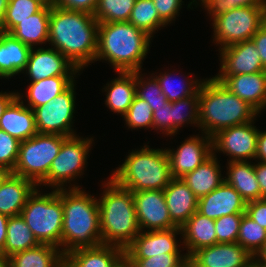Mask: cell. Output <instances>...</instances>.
Wrapping results in <instances>:
<instances>
[{
  "label": "cell",
  "mask_w": 266,
  "mask_h": 267,
  "mask_svg": "<svg viewBox=\"0 0 266 267\" xmlns=\"http://www.w3.org/2000/svg\"><path fill=\"white\" fill-rule=\"evenodd\" d=\"M98 25L91 14L54 6L50 11L48 44L80 71L95 61Z\"/></svg>",
  "instance_id": "1"
},
{
  "label": "cell",
  "mask_w": 266,
  "mask_h": 267,
  "mask_svg": "<svg viewBox=\"0 0 266 267\" xmlns=\"http://www.w3.org/2000/svg\"><path fill=\"white\" fill-rule=\"evenodd\" d=\"M59 198L63 206L62 253L102 244L97 198L72 184L59 189Z\"/></svg>",
  "instance_id": "2"
},
{
  "label": "cell",
  "mask_w": 266,
  "mask_h": 267,
  "mask_svg": "<svg viewBox=\"0 0 266 267\" xmlns=\"http://www.w3.org/2000/svg\"><path fill=\"white\" fill-rule=\"evenodd\" d=\"M152 38L128 22L99 23L95 61H108L115 72H138Z\"/></svg>",
  "instance_id": "3"
},
{
  "label": "cell",
  "mask_w": 266,
  "mask_h": 267,
  "mask_svg": "<svg viewBox=\"0 0 266 267\" xmlns=\"http://www.w3.org/2000/svg\"><path fill=\"white\" fill-rule=\"evenodd\" d=\"M258 114L215 77L203 79L199 89V128L203 134L212 138L220 130L254 121Z\"/></svg>",
  "instance_id": "4"
},
{
  "label": "cell",
  "mask_w": 266,
  "mask_h": 267,
  "mask_svg": "<svg viewBox=\"0 0 266 267\" xmlns=\"http://www.w3.org/2000/svg\"><path fill=\"white\" fill-rule=\"evenodd\" d=\"M106 182L101 198L97 199L102 244L125 250L140 233L133 192L118 186L111 178Z\"/></svg>",
  "instance_id": "5"
},
{
  "label": "cell",
  "mask_w": 266,
  "mask_h": 267,
  "mask_svg": "<svg viewBox=\"0 0 266 267\" xmlns=\"http://www.w3.org/2000/svg\"><path fill=\"white\" fill-rule=\"evenodd\" d=\"M110 178L118 186L132 192L164 190L173 179L166 150L147 145L129 153Z\"/></svg>",
  "instance_id": "6"
},
{
  "label": "cell",
  "mask_w": 266,
  "mask_h": 267,
  "mask_svg": "<svg viewBox=\"0 0 266 267\" xmlns=\"http://www.w3.org/2000/svg\"><path fill=\"white\" fill-rule=\"evenodd\" d=\"M36 188L28 197L20 215L40 244L61 248L63 206L59 189L42 194Z\"/></svg>",
  "instance_id": "7"
},
{
  "label": "cell",
  "mask_w": 266,
  "mask_h": 267,
  "mask_svg": "<svg viewBox=\"0 0 266 267\" xmlns=\"http://www.w3.org/2000/svg\"><path fill=\"white\" fill-rule=\"evenodd\" d=\"M66 136L37 133L22 141L16 165L11 173L32 180L38 185L50 170L52 161L58 156Z\"/></svg>",
  "instance_id": "8"
},
{
  "label": "cell",
  "mask_w": 266,
  "mask_h": 267,
  "mask_svg": "<svg viewBox=\"0 0 266 267\" xmlns=\"http://www.w3.org/2000/svg\"><path fill=\"white\" fill-rule=\"evenodd\" d=\"M266 4L237 7L220 14L212 21L214 43L219 50L242 41L251 40L263 25V11Z\"/></svg>",
  "instance_id": "9"
},
{
  "label": "cell",
  "mask_w": 266,
  "mask_h": 267,
  "mask_svg": "<svg viewBox=\"0 0 266 267\" xmlns=\"http://www.w3.org/2000/svg\"><path fill=\"white\" fill-rule=\"evenodd\" d=\"M93 141L92 137L86 139L77 135L67 137L61 145L58 156L52 161L48 175L37 186L47 185L55 190L64 189L67 182L83 175L82 171L87 165V155Z\"/></svg>",
  "instance_id": "10"
},
{
  "label": "cell",
  "mask_w": 266,
  "mask_h": 267,
  "mask_svg": "<svg viewBox=\"0 0 266 267\" xmlns=\"http://www.w3.org/2000/svg\"><path fill=\"white\" fill-rule=\"evenodd\" d=\"M74 83L75 81L47 104L33 109L38 133L66 137L76 135L74 129L71 128L76 104Z\"/></svg>",
  "instance_id": "11"
},
{
  "label": "cell",
  "mask_w": 266,
  "mask_h": 267,
  "mask_svg": "<svg viewBox=\"0 0 266 267\" xmlns=\"http://www.w3.org/2000/svg\"><path fill=\"white\" fill-rule=\"evenodd\" d=\"M253 122L220 130L212 137L213 154L222 151L223 154L229 155L228 162L254 160L259 129Z\"/></svg>",
  "instance_id": "12"
},
{
  "label": "cell",
  "mask_w": 266,
  "mask_h": 267,
  "mask_svg": "<svg viewBox=\"0 0 266 267\" xmlns=\"http://www.w3.org/2000/svg\"><path fill=\"white\" fill-rule=\"evenodd\" d=\"M133 199L140 231L180 228L171 220L163 190L136 191Z\"/></svg>",
  "instance_id": "13"
},
{
  "label": "cell",
  "mask_w": 266,
  "mask_h": 267,
  "mask_svg": "<svg viewBox=\"0 0 266 267\" xmlns=\"http://www.w3.org/2000/svg\"><path fill=\"white\" fill-rule=\"evenodd\" d=\"M204 136V137H202ZM172 178H181L205 162L212 154V138L202 133L185 139L177 150L166 149Z\"/></svg>",
  "instance_id": "14"
},
{
  "label": "cell",
  "mask_w": 266,
  "mask_h": 267,
  "mask_svg": "<svg viewBox=\"0 0 266 267\" xmlns=\"http://www.w3.org/2000/svg\"><path fill=\"white\" fill-rule=\"evenodd\" d=\"M24 71L29 76V80L31 78L30 81L54 76H75L80 72L67 57L52 47L32 48Z\"/></svg>",
  "instance_id": "15"
},
{
  "label": "cell",
  "mask_w": 266,
  "mask_h": 267,
  "mask_svg": "<svg viewBox=\"0 0 266 267\" xmlns=\"http://www.w3.org/2000/svg\"><path fill=\"white\" fill-rule=\"evenodd\" d=\"M181 228L167 230L140 231L125 249V258H149L162 253H180L176 236ZM177 240V241H176Z\"/></svg>",
  "instance_id": "16"
},
{
  "label": "cell",
  "mask_w": 266,
  "mask_h": 267,
  "mask_svg": "<svg viewBox=\"0 0 266 267\" xmlns=\"http://www.w3.org/2000/svg\"><path fill=\"white\" fill-rule=\"evenodd\" d=\"M253 258L239 243H216L189 257L192 267H245Z\"/></svg>",
  "instance_id": "17"
},
{
  "label": "cell",
  "mask_w": 266,
  "mask_h": 267,
  "mask_svg": "<svg viewBox=\"0 0 266 267\" xmlns=\"http://www.w3.org/2000/svg\"><path fill=\"white\" fill-rule=\"evenodd\" d=\"M218 75L253 74L266 71L252 40L242 41L220 50Z\"/></svg>",
  "instance_id": "18"
},
{
  "label": "cell",
  "mask_w": 266,
  "mask_h": 267,
  "mask_svg": "<svg viewBox=\"0 0 266 267\" xmlns=\"http://www.w3.org/2000/svg\"><path fill=\"white\" fill-rule=\"evenodd\" d=\"M215 78L259 114L266 108V71L253 74L216 75Z\"/></svg>",
  "instance_id": "19"
},
{
  "label": "cell",
  "mask_w": 266,
  "mask_h": 267,
  "mask_svg": "<svg viewBox=\"0 0 266 267\" xmlns=\"http://www.w3.org/2000/svg\"><path fill=\"white\" fill-rule=\"evenodd\" d=\"M64 267H125V250L107 244L74 249L64 255Z\"/></svg>",
  "instance_id": "20"
},
{
  "label": "cell",
  "mask_w": 266,
  "mask_h": 267,
  "mask_svg": "<svg viewBox=\"0 0 266 267\" xmlns=\"http://www.w3.org/2000/svg\"><path fill=\"white\" fill-rule=\"evenodd\" d=\"M246 202L240 193L225 181L209 194L198 199L197 212L210 219L234 213H245Z\"/></svg>",
  "instance_id": "21"
},
{
  "label": "cell",
  "mask_w": 266,
  "mask_h": 267,
  "mask_svg": "<svg viewBox=\"0 0 266 267\" xmlns=\"http://www.w3.org/2000/svg\"><path fill=\"white\" fill-rule=\"evenodd\" d=\"M36 188L32 180L8 172L0 181V213L8 217L20 215Z\"/></svg>",
  "instance_id": "22"
},
{
  "label": "cell",
  "mask_w": 266,
  "mask_h": 267,
  "mask_svg": "<svg viewBox=\"0 0 266 267\" xmlns=\"http://www.w3.org/2000/svg\"><path fill=\"white\" fill-rule=\"evenodd\" d=\"M23 95L17 92V97L7 106L0 118V129L20 142L37 134L34 112L24 105Z\"/></svg>",
  "instance_id": "23"
},
{
  "label": "cell",
  "mask_w": 266,
  "mask_h": 267,
  "mask_svg": "<svg viewBox=\"0 0 266 267\" xmlns=\"http://www.w3.org/2000/svg\"><path fill=\"white\" fill-rule=\"evenodd\" d=\"M163 192L171 220L182 227L197 212L198 197L181 178H173Z\"/></svg>",
  "instance_id": "24"
},
{
  "label": "cell",
  "mask_w": 266,
  "mask_h": 267,
  "mask_svg": "<svg viewBox=\"0 0 266 267\" xmlns=\"http://www.w3.org/2000/svg\"><path fill=\"white\" fill-rule=\"evenodd\" d=\"M31 47L7 32L0 31V79L22 73L29 59Z\"/></svg>",
  "instance_id": "25"
},
{
  "label": "cell",
  "mask_w": 266,
  "mask_h": 267,
  "mask_svg": "<svg viewBox=\"0 0 266 267\" xmlns=\"http://www.w3.org/2000/svg\"><path fill=\"white\" fill-rule=\"evenodd\" d=\"M183 236L184 248L189 258L198 249L209 247L217 243L215 220L195 212L188 221L180 227Z\"/></svg>",
  "instance_id": "26"
},
{
  "label": "cell",
  "mask_w": 266,
  "mask_h": 267,
  "mask_svg": "<svg viewBox=\"0 0 266 267\" xmlns=\"http://www.w3.org/2000/svg\"><path fill=\"white\" fill-rule=\"evenodd\" d=\"M225 182L236 189L248 203L261 199V189L255 174V163L251 161L228 162Z\"/></svg>",
  "instance_id": "27"
},
{
  "label": "cell",
  "mask_w": 266,
  "mask_h": 267,
  "mask_svg": "<svg viewBox=\"0 0 266 267\" xmlns=\"http://www.w3.org/2000/svg\"><path fill=\"white\" fill-rule=\"evenodd\" d=\"M119 77L112 79L103 89L105 104L114 113L126 114L136 96V72H117ZM106 89V90H105Z\"/></svg>",
  "instance_id": "28"
},
{
  "label": "cell",
  "mask_w": 266,
  "mask_h": 267,
  "mask_svg": "<svg viewBox=\"0 0 266 267\" xmlns=\"http://www.w3.org/2000/svg\"><path fill=\"white\" fill-rule=\"evenodd\" d=\"M218 163L217 157L212 154L192 172L181 177L198 199L209 194L225 181L221 176V166Z\"/></svg>",
  "instance_id": "29"
},
{
  "label": "cell",
  "mask_w": 266,
  "mask_h": 267,
  "mask_svg": "<svg viewBox=\"0 0 266 267\" xmlns=\"http://www.w3.org/2000/svg\"><path fill=\"white\" fill-rule=\"evenodd\" d=\"M7 267H64V254L58 247L39 244L8 257Z\"/></svg>",
  "instance_id": "30"
},
{
  "label": "cell",
  "mask_w": 266,
  "mask_h": 267,
  "mask_svg": "<svg viewBox=\"0 0 266 267\" xmlns=\"http://www.w3.org/2000/svg\"><path fill=\"white\" fill-rule=\"evenodd\" d=\"M50 11V7L44 6L18 23L9 33L31 48L48 43Z\"/></svg>",
  "instance_id": "31"
},
{
  "label": "cell",
  "mask_w": 266,
  "mask_h": 267,
  "mask_svg": "<svg viewBox=\"0 0 266 267\" xmlns=\"http://www.w3.org/2000/svg\"><path fill=\"white\" fill-rule=\"evenodd\" d=\"M76 76H54L38 81H31L27 88L28 107L32 110L50 102L62 93Z\"/></svg>",
  "instance_id": "32"
},
{
  "label": "cell",
  "mask_w": 266,
  "mask_h": 267,
  "mask_svg": "<svg viewBox=\"0 0 266 267\" xmlns=\"http://www.w3.org/2000/svg\"><path fill=\"white\" fill-rule=\"evenodd\" d=\"M39 244L21 215L8 218L6 242L4 250L0 253L3 257L8 258L14 253L34 248Z\"/></svg>",
  "instance_id": "33"
},
{
  "label": "cell",
  "mask_w": 266,
  "mask_h": 267,
  "mask_svg": "<svg viewBox=\"0 0 266 267\" xmlns=\"http://www.w3.org/2000/svg\"><path fill=\"white\" fill-rule=\"evenodd\" d=\"M129 22L153 38L155 31L166 24L160 19L158 10L152 0H136Z\"/></svg>",
  "instance_id": "34"
},
{
  "label": "cell",
  "mask_w": 266,
  "mask_h": 267,
  "mask_svg": "<svg viewBox=\"0 0 266 267\" xmlns=\"http://www.w3.org/2000/svg\"><path fill=\"white\" fill-rule=\"evenodd\" d=\"M266 242V229L249 216H242L237 243L255 257Z\"/></svg>",
  "instance_id": "35"
},
{
  "label": "cell",
  "mask_w": 266,
  "mask_h": 267,
  "mask_svg": "<svg viewBox=\"0 0 266 267\" xmlns=\"http://www.w3.org/2000/svg\"><path fill=\"white\" fill-rule=\"evenodd\" d=\"M171 75L173 74L168 72L166 73L165 71L164 73H160L158 76H154L159 82L160 88L169 102H175L177 100L196 95L199 92L200 86L203 82L202 79L199 81L198 79L195 80L192 78L191 80L190 78V80L186 79L185 83L184 79H181L182 81H179V84L178 82L176 84L178 86H175V81H172L173 77H171Z\"/></svg>",
  "instance_id": "36"
},
{
  "label": "cell",
  "mask_w": 266,
  "mask_h": 267,
  "mask_svg": "<svg viewBox=\"0 0 266 267\" xmlns=\"http://www.w3.org/2000/svg\"><path fill=\"white\" fill-rule=\"evenodd\" d=\"M172 136L184 124H196L199 128V92L196 95L171 102ZM184 110V113H183ZM186 110V111H185Z\"/></svg>",
  "instance_id": "37"
},
{
  "label": "cell",
  "mask_w": 266,
  "mask_h": 267,
  "mask_svg": "<svg viewBox=\"0 0 266 267\" xmlns=\"http://www.w3.org/2000/svg\"><path fill=\"white\" fill-rule=\"evenodd\" d=\"M136 0H99L93 16L99 23L128 22Z\"/></svg>",
  "instance_id": "38"
},
{
  "label": "cell",
  "mask_w": 266,
  "mask_h": 267,
  "mask_svg": "<svg viewBox=\"0 0 266 267\" xmlns=\"http://www.w3.org/2000/svg\"><path fill=\"white\" fill-rule=\"evenodd\" d=\"M43 7L37 0H9L0 31L9 33L18 23Z\"/></svg>",
  "instance_id": "39"
},
{
  "label": "cell",
  "mask_w": 266,
  "mask_h": 267,
  "mask_svg": "<svg viewBox=\"0 0 266 267\" xmlns=\"http://www.w3.org/2000/svg\"><path fill=\"white\" fill-rule=\"evenodd\" d=\"M142 71L136 72V95L145 100L152 111H155L159 106H166L169 102L166 96L163 94L159 82L152 75L145 80L144 77H141Z\"/></svg>",
  "instance_id": "40"
},
{
  "label": "cell",
  "mask_w": 266,
  "mask_h": 267,
  "mask_svg": "<svg viewBox=\"0 0 266 267\" xmlns=\"http://www.w3.org/2000/svg\"><path fill=\"white\" fill-rule=\"evenodd\" d=\"M123 118L128 128L138 130L145 127V129H153V111L149 104L137 95Z\"/></svg>",
  "instance_id": "41"
},
{
  "label": "cell",
  "mask_w": 266,
  "mask_h": 267,
  "mask_svg": "<svg viewBox=\"0 0 266 267\" xmlns=\"http://www.w3.org/2000/svg\"><path fill=\"white\" fill-rule=\"evenodd\" d=\"M186 259V254L162 253L149 258H125V267H179Z\"/></svg>",
  "instance_id": "42"
},
{
  "label": "cell",
  "mask_w": 266,
  "mask_h": 267,
  "mask_svg": "<svg viewBox=\"0 0 266 267\" xmlns=\"http://www.w3.org/2000/svg\"><path fill=\"white\" fill-rule=\"evenodd\" d=\"M245 213H234L215 220L217 243H237L239 227Z\"/></svg>",
  "instance_id": "43"
},
{
  "label": "cell",
  "mask_w": 266,
  "mask_h": 267,
  "mask_svg": "<svg viewBox=\"0 0 266 267\" xmlns=\"http://www.w3.org/2000/svg\"><path fill=\"white\" fill-rule=\"evenodd\" d=\"M20 141L0 129V168L12 172L19 154Z\"/></svg>",
  "instance_id": "44"
},
{
  "label": "cell",
  "mask_w": 266,
  "mask_h": 267,
  "mask_svg": "<svg viewBox=\"0 0 266 267\" xmlns=\"http://www.w3.org/2000/svg\"><path fill=\"white\" fill-rule=\"evenodd\" d=\"M213 20L228 10L256 4H266V0H202L200 2Z\"/></svg>",
  "instance_id": "45"
},
{
  "label": "cell",
  "mask_w": 266,
  "mask_h": 267,
  "mask_svg": "<svg viewBox=\"0 0 266 267\" xmlns=\"http://www.w3.org/2000/svg\"><path fill=\"white\" fill-rule=\"evenodd\" d=\"M153 129L160 130L163 135H172L171 102H168L166 106H159L153 111Z\"/></svg>",
  "instance_id": "46"
},
{
  "label": "cell",
  "mask_w": 266,
  "mask_h": 267,
  "mask_svg": "<svg viewBox=\"0 0 266 267\" xmlns=\"http://www.w3.org/2000/svg\"><path fill=\"white\" fill-rule=\"evenodd\" d=\"M156 9L158 10V15L160 19L168 25L173 20L175 21L176 16L183 5L182 0H152Z\"/></svg>",
  "instance_id": "47"
},
{
  "label": "cell",
  "mask_w": 266,
  "mask_h": 267,
  "mask_svg": "<svg viewBox=\"0 0 266 267\" xmlns=\"http://www.w3.org/2000/svg\"><path fill=\"white\" fill-rule=\"evenodd\" d=\"M99 0H57L55 6L71 11H80L93 15Z\"/></svg>",
  "instance_id": "48"
},
{
  "label": "cell",
  "mask_w": 266,
  "mask_h": 267,
  "mask_svg": "<svg viewBox=\"0 0 266 267\" xmlns=\"http://www.w3.org/2000/svg\"><path fill=\"white\" fill-rule=\"evenodd\" d=\"M245 214L266 229V198L246 203Z\"/></svg>",
  "instance_id": "49"
},
{
  "label": "cell",
  "mask_w": 266,
  "mask_h": 267,
  "mask_svg": "<svg viewBox=\"0 0 266 267\" xmlns=\"http://www.w3.org/2000/svg\"><path fill=\"white\" fill-rule=\"evenodd\" d=\"M251 40L255 44V47L258 49L262 65L266 70V27L262 25L253 35Z\"/></svg>",
  "instance_id": "50"
},
{
  "label": "cell",
  "mask_w": 266,
  "mask_h": 267,
  "mask_svg": "<svg viewBox=\"0 0 266 267\" xmlns=\"http://www.w3.org/2000/svg\"><path fill=\"white\" fill-rule=\"evenodd\" d=\"M255 174L261 189V199L266 198V162L255 164Z\"/></svg>",
  "instance_id": "51"
},
{
  "label": "cell",
  "mask_w": 266,
  "mask_h": 267,
  "mask_svg": "<svg viewBox=\"0 0 266 267\" xmlns=\"http://www.w3.org/2000/svg\"><path fill=\"white\" fill-rule=\"evenodd\" d=\"M266 162V131H260L257 137L255 160Z\"/></svg>",
  "instance_id": "52"
},
{
  "label": "cell",
  "mask_w": 266,
  "mask_h": 267,
  "mask_svg": "<svg viewBox=\"0 0 266 267\" xmlns=\"http://www.w3.org/2000/svg\"><path fill=\"white\" fill-rule=\"evenodd\" d=\"M17 97L16 92H0V118L7 106Z\"/></svg>",
  "instance_id": "53"
},
{
  "label": "cell",
  "mask_w": 266,
  "mask_h": 267,
  "mask_svg": "<svg viewBox=\"0 0 266 267\" xmlns=\"http://www.w3.org/2000/svg\"><path fill=\"white\" fill-rule=\"evenodd\" d=\"M8 216L0 213V253L4 250L7 237Z\"/></svg>",
  "instance_id": "54"
},
{
  "label": "cell",
  "mask_w": 266,
  "mask_h": 267,
  "mask_svg": "<svg viewBox=\"0 0 266 267\" xmlns=\"http://www.w3.org/2000/svg\"><path fill=\"white\" fill-rule=\"evenodd\" d=\"M9 0H0V28L2 26V22L6 13V9L8 7Z\"/></svg>",
  "instance_id": "55"
},
{
  "label": "cell",
  "mask_w": 266,
  "mask_h": 267,
  "mask_svg": "<svg viewBox=\"0 0 266 267\" xmlns=\"http://www.w3.org/2000/svg\"><path fill=\"white\" fill-rule=\"evenodd\" d=\"M254 258L259 262L266 264V242L261 251Z\"/></svg>",
  "instance_id": "56"
},
{
  "label": "cell",
  "mask_w": 266,
  "mask_h": 267,
  "mask_svg": "<svg viewBox=\"0 0 266 267\" xmlns=\"http://www.w3.org/2000/svg\"><path fill=\"white\" fill-rule=\"evenodd\" d=\"M245 267H266V264L261 263L253 258Z\"/></svg>",
  "instance_id": "57"
},
{
  "label": "cell",
  "mask_w": 266,
  "mask_h": 267,
  "mask_svg": "<svg viewBox=\"0 0 266 267\" xmlns=\"http://www.w3.org/2000/svg\"><path fill=\"white\" fill-rule=\"evenodd\" d=\"M46 7H54L57 0H37Z\"/></svg>",
  "instance_id": "58"
},
{
  "label": "cell",
  "mask_w": 266,
  "mask_h": 267,
  "mask_svg": "<svg viewBox=\"0 0 266 267\" xmlns=\"http://www.w3.org/2000/svg\"><path fill=\"white\" fill-rule=\"evenodd\" d=\"M0 267H7V258L0 254Z\"/></svg>",
  "instance_id": "59"
},
{
  "label": "cell",
  "mask_w": 266,
  "mask_h": 267,
  "mask_svg": "<svg viewBox=\"0 0 266 267\" xmlns=\"http://www.w3.org/2000/svg\"><path fill=\"white\" fill-rule=\"evenodd\" d=\"M179 267H192L191 260L189 258L186 259Z\"/></svg>",
  "instance_id": "60"
},
{
  "label": "cell",
  "mask_w": 266,
  "mask_h": 267,
  "mask_svg": "<svg viewBox=\"0 0 266 267\" xmlns=\"http://www.w3.org/2000/svg\"><path fill=\"white\" fill-rule=\"evenodd\" d=\"M8 172L4 169L0 168V181L2 180V178L7 174Z\"/></svg>",
  "instance_id": "61"
},
{
  "label": "cell",
  "mask_w": 266,
  "mask_h": 267,
  "mask_svg": "<svg viewBox=\"0 0 266 267\" xmlns=\"http://www.w3.org/2000/svg\"><path fill=\"white\" fill-rule=\"evenodd\" d=\"M263 26L266 27V6L263 11Z\"/></svg>",
  "instance_id": "62"
}]
</instances>
